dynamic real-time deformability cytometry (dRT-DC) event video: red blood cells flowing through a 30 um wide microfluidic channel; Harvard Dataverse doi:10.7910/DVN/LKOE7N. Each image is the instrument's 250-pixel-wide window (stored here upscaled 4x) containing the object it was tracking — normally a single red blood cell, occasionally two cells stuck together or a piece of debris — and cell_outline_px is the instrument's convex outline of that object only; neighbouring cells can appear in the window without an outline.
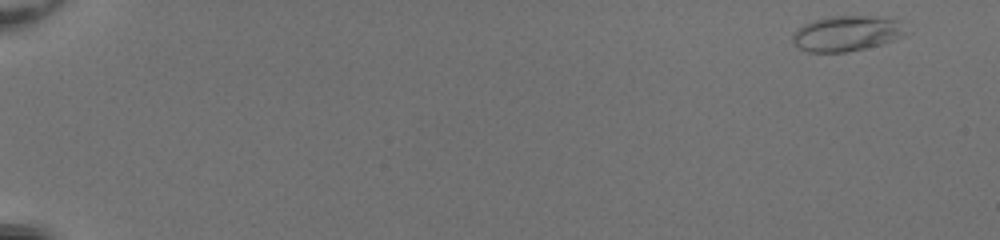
{"species": "common noctule bat (a hibernating species)", "species_latin": "Nyctalus noctula", "temperature_condition": "room temperature", "stored_images_in_passage": 52, "camera_frame_rate_fps": 3000, "um_per_image_px": 0.085, "animal": {"sex": "female", "body_mass_g": 20.0, "forearm_length_mm": 54.0}, "frame": {"image": 1, "passage_image": 2, "time_ms": 0.333, "image_size_px": [1000, 240], "cell_outline_px": [[912, 32], [904, 36], [880, 44], [848, 52], [808, 52], [800, 48], [792, 40], [792, 36], [804, 24], [812, 20], [828, 16], [868, 16], [900, 20]], "centroid_in_image_um": [72.04, 2.83], "position_along_channel_um": 13.0, "area_um2": 23.47}}
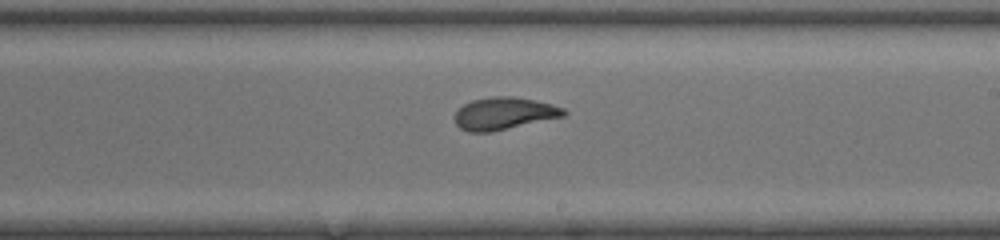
{"frame": {"image": 2, "passage_image": 33, "time_ms": 10.667, "image_size_px": [1000, 240], "cell_outline_px": [[568, 112], [564, 116], [492, 132], [468, 132], [460, 128], [456, 124], [456, 112], [464, 104], [472, 100], [496, 96], [512, 96], [552, 104], [564, 108]], "centroid_in_image_um": [42.85, 9.65], "position_along_channel_um": 246.1, "area_um2": 20.35}}
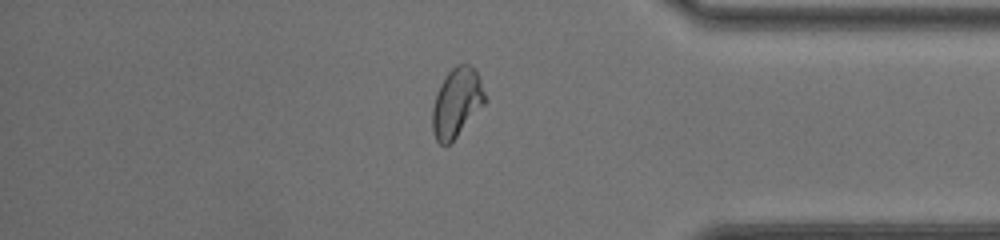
{"frame": {"image": 3, "passage_image": 45, "time_ms": 14.667, "image_size_px": [1000, 240], "cell_outline_px": [[488, 100], [456, 136], [444, 148], [436, 140], [432, 132], [432, 108], [436, 92], [440, 84], [448, 72], [456, 64], [472, 64], [480, 76]], "centroid_in_image_um": [38.83, 8.69], "position_along_channel_um": 396.4, "area_um2": 21.44}, "authors_computed_cell_mechanics": {"area_um2": 21.4727, "velocity_mm_per_s": 4.104, "shape_relaxation_time_tau1_ms": 5.1603, "shape_relaxation_time_tau2_ms": 0.999, "deformation_change_tau1": 0.1988, "deformation_change_tau2": 0.0546}}